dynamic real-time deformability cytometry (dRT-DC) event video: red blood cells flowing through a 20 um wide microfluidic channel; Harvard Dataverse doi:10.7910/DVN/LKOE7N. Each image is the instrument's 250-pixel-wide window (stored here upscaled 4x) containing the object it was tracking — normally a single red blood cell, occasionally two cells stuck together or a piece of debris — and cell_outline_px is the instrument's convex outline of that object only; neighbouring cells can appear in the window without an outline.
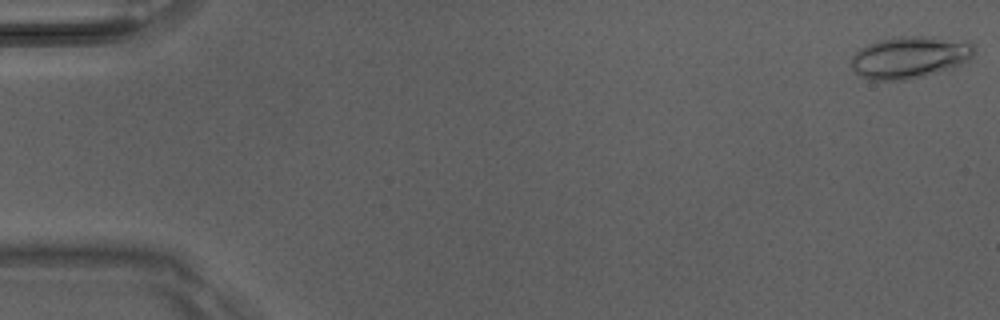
{"species": "Egyptian fruit bat (a non-hibernating species)", "species_latin": "Rousettus aegyptiacus", "temperature_condition": "room temperature", "stored_images_in_passage": 4, "camera_frame_rate_fps": 3000, "um_per_image_px": 0.085, "animal": {"sex": "male"}, "frame": {"image": 1, "passage_image": 1, "time_ms": 0.0, "image_size_px": [1000, 320], "cell_outline_px": [[976, 52], [968, 60], [952, 68], [924, 76], [904, 80], [868, 80], [860, 76], [852, 68], [852, 56], [860, 48], [868, 44], [880, 40], [900, 36], [924, 36], [972, 40], [976, 48]], "centroid_in_image_um": [77.39, 4.85], "position_along_channel_um": 7.6, "area_um2": 30.46}}